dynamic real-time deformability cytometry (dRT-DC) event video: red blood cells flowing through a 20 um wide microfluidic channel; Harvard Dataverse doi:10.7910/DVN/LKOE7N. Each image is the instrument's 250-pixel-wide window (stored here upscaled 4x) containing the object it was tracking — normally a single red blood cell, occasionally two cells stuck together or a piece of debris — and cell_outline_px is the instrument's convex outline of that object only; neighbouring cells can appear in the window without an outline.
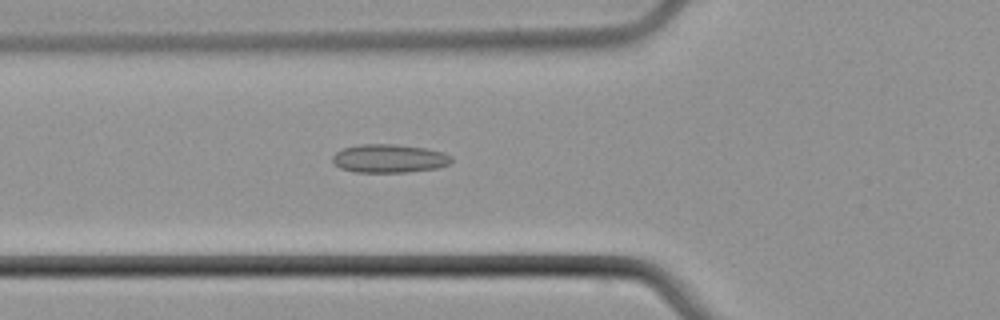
{"species": "common noctule bat (a hibernating species)", "species_latin": "Nyctalus noctula", "temperature_condition": "cold", "stored_images_in_passage": 6, "camera_frame_rate_fps": 3000, "um_per_image_px": 0.085, "animal": {"sex": "male", "body_mass_g": 21.5, "forearm_length_mm": 52.0}, "frame": {"image": 1, "passage_image": 5, "time_ms": 5.0, "image_size_px": [1000, 320], "cell_outline_px": [[452, 160], [448, 164], [440, 168], [408, 172], [356, 172], [340, 168], [332, 160], [332, 156], [336, 152], [344, 148], [360, 144], [392, 144], [424, 148], [444, 152], [452, 156]], "centroid_in_image_um": [33.1, 13.47], "position_along_channel_um": 92.7, "area_um2": 19.71}}